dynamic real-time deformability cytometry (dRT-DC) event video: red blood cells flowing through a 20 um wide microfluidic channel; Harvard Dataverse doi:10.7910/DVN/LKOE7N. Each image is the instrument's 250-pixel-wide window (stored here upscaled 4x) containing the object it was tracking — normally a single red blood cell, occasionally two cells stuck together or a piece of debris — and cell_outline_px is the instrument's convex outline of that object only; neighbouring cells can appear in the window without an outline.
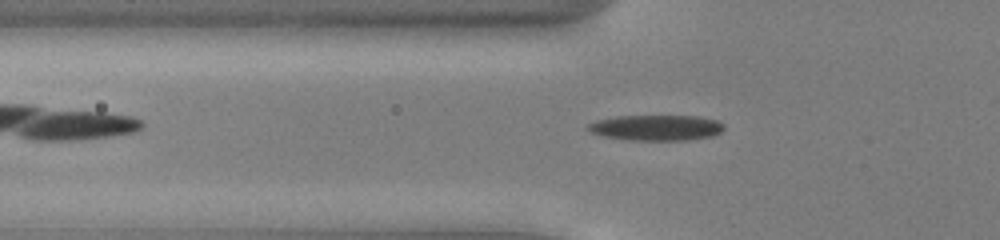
{"species": "common noctule bat (a hibernating species)", "species_latin": "Nyctalus noctula", "temperature_condition": "cold", "stored_images_in_passage": 44, "camera_frame_rate_fps": 3000, "um_per_image_px": 0.085, "animal": {"sex": "male", "body_mass_g": 13.0, "forearm_length_mm": 53.1}, "frame": {"image": 1, "passage_image": 9, "time_ms": 2.667, "image_size_px": [1000, 240], "cell_outline_px": [[724, 128], [720, 132], [712, 136], [688, 140], [628, 140], [604, 136], [592, 132], [584, 128], [588, 124], [596, 120], [616, 116], [700, 116], [716, 120], [724, 124]], "centroid_in_image_um": [55.77, 10.85], "position_along_channel_um": 70.0, "area_um2": 20.35}}
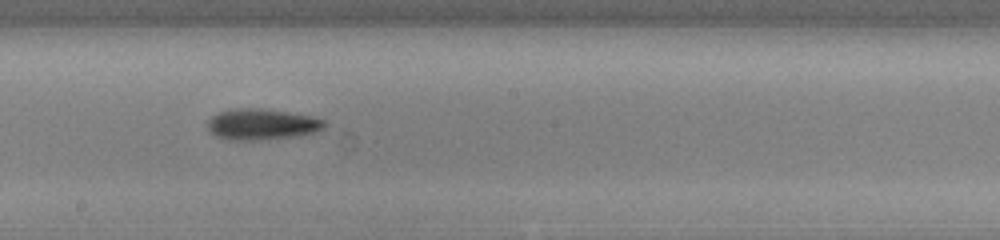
{"frame": {"image": 2, "passage_image": 21, "time_ms": 6.667, "image_size_px": [1000, 240], "cell_outline_px": [[328, 124], [324, 128], [316, 132], [300, 136], [260, 140], [228, 140], [216, 136], [208, 132], [208, 120], [216, 112], [236, 108], [260, 108], [288, 112], [312, 116], [324, 120]], "centroid_in_image_um": [22.26, 10.57], "position_along_channel_um": 225.9, "area_um2": 21.5}}
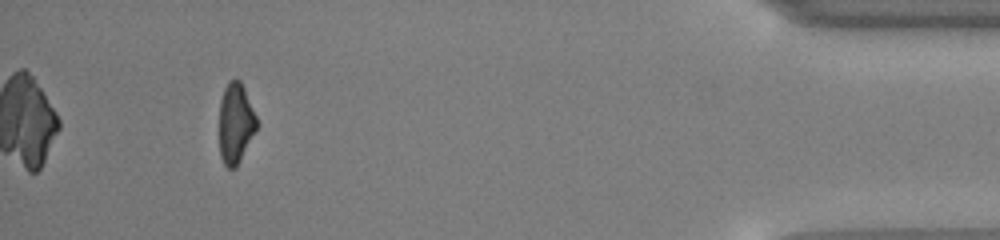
{"frame": {"image": 3, "passage_image": 40, "time_ms": 13.0, "image_size_px": [1000, 240], "cell_outline_px": [[256, 128], [236, 168], [228, 168], [224, 164], [220, 156], [220, 100], [224, 88], [228, 80], [236, 76], [240, 80], [244, 88], [256, 116]], "centroid_in_image_um": [20.0, 10.42], "position_along_channel_um": 415.2, "area_um2": 17.34}, "authors_computed_cell_mechanics": {"area_um2": 19.7676, "velocity_mm_per_s": 3.9237, "shape_relaxation_time_tau1_ms": 2.885, "shape_relaxation_time_tau2_ms": 9.554, "deformation_change_tau1": 0.1206, "deformation_change_tau2": 0.2184}}